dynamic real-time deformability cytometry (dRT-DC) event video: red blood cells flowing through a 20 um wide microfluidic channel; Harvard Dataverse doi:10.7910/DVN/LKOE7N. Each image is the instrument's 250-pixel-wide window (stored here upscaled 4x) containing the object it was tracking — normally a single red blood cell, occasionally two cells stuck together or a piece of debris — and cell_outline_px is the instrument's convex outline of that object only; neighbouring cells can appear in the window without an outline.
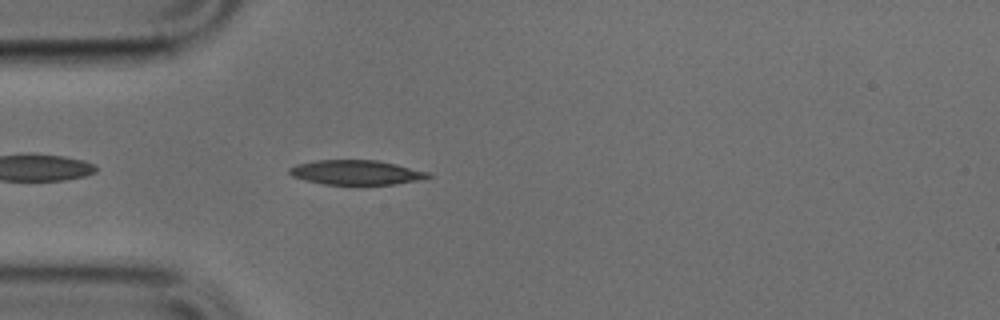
{"species": "common noctule bat (a hibernating species)", "species_latin": "Nyctalus noctula", "temperature_condition": "cold", "stored_images_in_passage": 39, "camera_frame_rate_fps": 3000, "um_per_image_px": 0.085, "animal": {"sex": "male", "body_mass_g": 17.9, "forearm_length_mm": 54.2}, "frame": {"image": 1, "passage_image": 3, "time_ms": 0.667, "image_size_px": [1000, 320], "cell_outline_px": [[432, 176], [416, 180], [396, 184], [324, 184], [292, 176], [288, 172], [288, 168], [296, 164], [316, 160], [380, 160], [432, 172]], "centroid_in_image_um": [30.31, 14.64], "position_along_channel_um": 54.7, "area_um2": 19.88}}
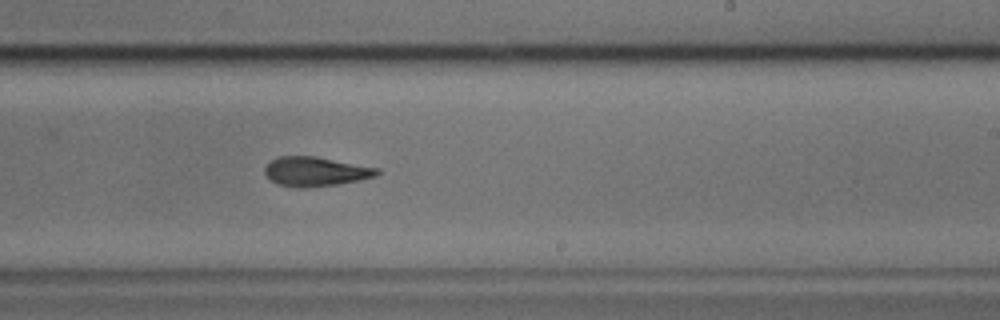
{"frame": {"image": 2, "passage_image": 19, "time_ms": 6.0, "image_size_px": [1000, 320], "cell_outline_px": [[380, 172], [376, 176], [360, 180], [340, 184], [304, 188], [300, 188], [276, 184], [264, 172], [264, 168], [272, 160], [280, 156], [316, 156], [380, 168]], "centroid_in_image_um": [26.86, 14.58], "position_along_channel_um": 262.1, "area_um2": 19.31}}
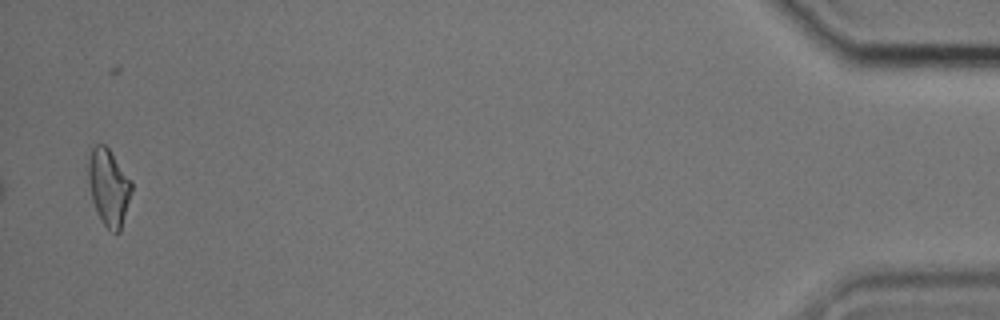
{"frame": {"image": 3, "passage_image": 38, "time_ms": 12.333, "image_size_px": [1000, 320], "cell_outline_px": [[132, 192], [120, 232], [112, 232], [104, 224], [96, 212], [92, 200], [88, 180], [88, 160], [92, 148], [96, 144], [104, 144], [108, 148], [132, 180]], "centroid_in_image_um": [9.24, 15.91], "position_along_channel_um": 426.0, "area_um2": 19.36}}